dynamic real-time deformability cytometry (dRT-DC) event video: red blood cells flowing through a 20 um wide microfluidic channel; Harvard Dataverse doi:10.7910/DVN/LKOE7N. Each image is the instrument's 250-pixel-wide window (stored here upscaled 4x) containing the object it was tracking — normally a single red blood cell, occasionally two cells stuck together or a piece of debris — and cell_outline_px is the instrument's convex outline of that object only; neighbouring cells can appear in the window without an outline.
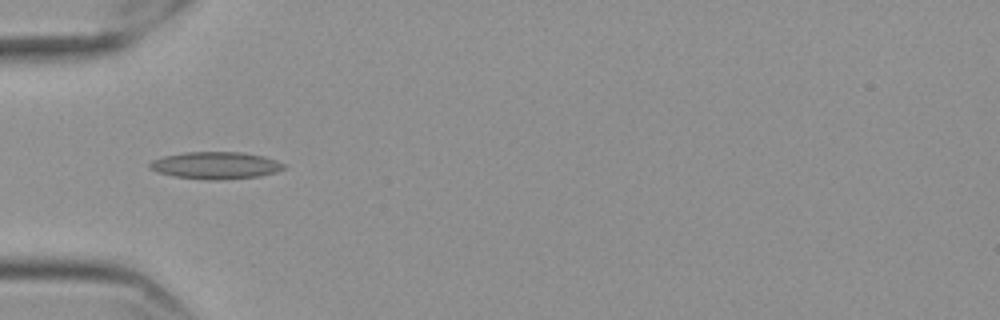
{"species": "Egyptian fruit bat (a non-hibernating species)", "species_latin": "Rousettus aegyptiacus", "temperature_condition": "cold", "stored_images_in_passage": 41, "camera_frame_rate_fps": 3000, "um_per_image_px": 0.085, "frame": {"image": 1, "passage_image": 3, "time_ms": 0.667, "image_size_px": [1000, 320], "cell_outline_px": [[284, 168], [276, 172], [260, 176], [220, 180], [208, 180], [172, 176], [156, 172], [148, 168], [148, 164], [152, 160], [164, 156], [184, 152], [240, 152], [264, 156], [276, 160], [284, 164]], "centroid_in_image_um": [18.29, 14.06], "position_along_channel_um": 66.7, "area_um2": 21.33}}
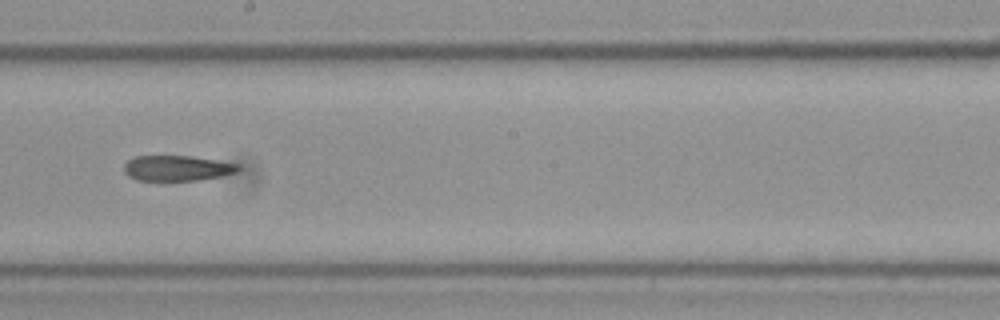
{"frame": {"image": 2, "passage_image": 17, "time_ms": 5.333, "image_size_px": [1000, 320], "cell_outline_px": [[240, 168], [236, 172], [220, 176], [200, 180], [136, 180], [128, 176], [124, 172], [124, 164], [128, 160], [136, 156], [192, 156], [240, 164]], "centroid_in_image_um": [15.04, 14.29], "position_along_channel_um": 233.2, "area_um2": 16.88}}
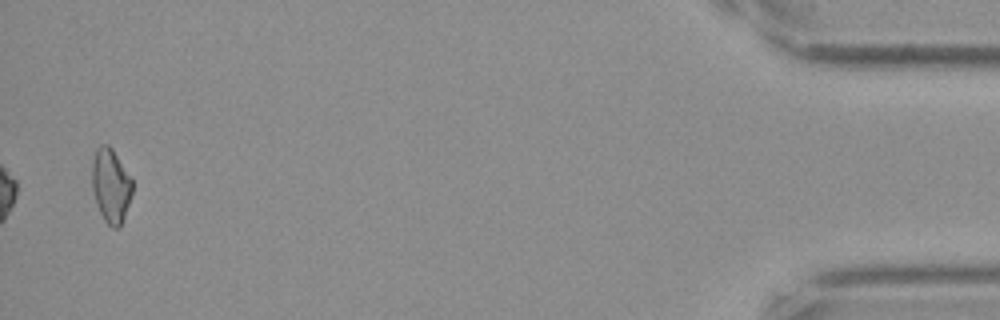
{"frame": {"image": 3, "passage_image": 40, "time_ms": 13.0, "image_size_px": [1000, 320], "cell_outline_px": [[132, 192], [120, 228], [112, 228], [104, 220], [100, 212], [92, 188], [92, 160], [96, 148], [100, 144], [108, 144], [112, 148], [132, 180]], "centroid_in_image_um": [9.4, 15.76], "position_along_channel_um": 425.8, "area_um2": 17.22}}